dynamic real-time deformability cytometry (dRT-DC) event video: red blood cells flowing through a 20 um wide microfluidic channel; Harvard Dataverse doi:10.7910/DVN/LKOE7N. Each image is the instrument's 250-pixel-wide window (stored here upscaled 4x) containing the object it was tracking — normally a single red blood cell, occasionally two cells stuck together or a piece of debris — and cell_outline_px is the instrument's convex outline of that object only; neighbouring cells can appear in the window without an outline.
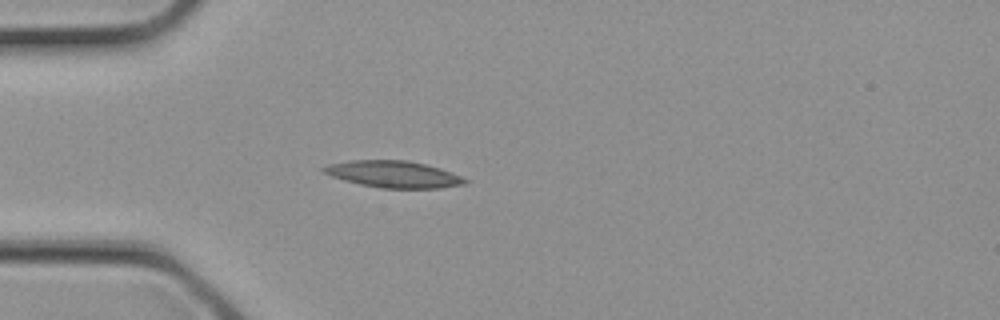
{"species": "common noctule bat (a hibernating species)", "species_latin": "Nyctalus noctula", "temperature_condition": "cold", "stored_images_in_passage": 1, "camera_frame_rate_fps": 3000, "um_per_image_px": 0.085, "animal": {"sex": "female", "body_mass_g": 21.9}, "frame": {"image": 1, "passage_image": 1, "time_ms": 0.0, "image_size_px": [1000, 320], "cell_outline_px": [[468, 184], [440, 188], [380, 188], [360, 184], [344, 180], [320, 172], [320, 168], [328, 164], [352, 160], [408, 160], [428, 164], [440, 168], [460, 176], [468, 180]], "centroid_in_image_um": [33.44, 14.8], "position_along_channel_um": 51.6, "area_um2": 22.2}}